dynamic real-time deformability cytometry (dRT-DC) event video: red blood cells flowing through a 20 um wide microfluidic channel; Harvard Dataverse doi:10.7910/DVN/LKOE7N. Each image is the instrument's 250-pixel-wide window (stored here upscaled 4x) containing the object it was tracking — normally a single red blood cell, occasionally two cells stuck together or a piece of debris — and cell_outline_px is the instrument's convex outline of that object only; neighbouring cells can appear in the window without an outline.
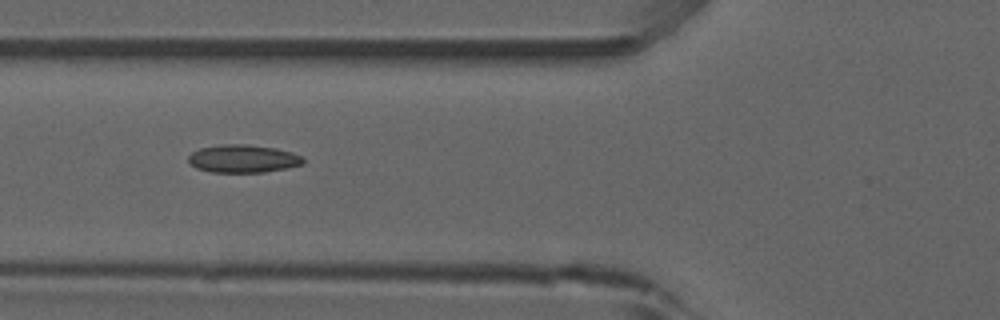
{"species": "common noctule bat (a hibernating species)", "species_latin": "Nyctalus noctula", "temperature_condition": "room temperature", "stored_images_in_passage": 6, "camera_frame_rate_fps": 3000, "um_per_image_px": 0.085, "animal": {"sex": "male", "forearm_length_mm": 52.5}, "frame": {"image": 1, "passage_image": 5, "time_ms": 6.333, "image_size_px": [1000, 320], "cell_outline_px": [[304, 164], [264, 172], [212, 172], [196, 168], [188, 160], [188, 156], [192, 152], [200, 148], [224, 144], [248, 144], [276, 148], [292, 152], [304, 156]], "centroid_in_image_um": [20.68, 13.48], "position_along_channel_um": 105.1, "area_um2": 18.67}}
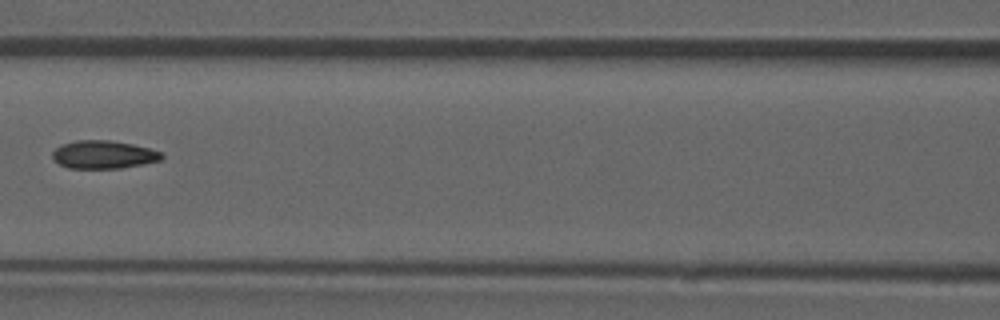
{"frame": {"image": 2, "passage_image": 6, "time_ms": 7.667, "image_size_px": [1000, 320], "cell_outline_px": [[164, 156], [160, 160], [120, 168], [68, 168], [52, 160], [52, 152], [60, 144], [76, 140], [112, 140], [132, 144], [148, 148], [160, 152]], "centroid_in_image_um": [8.74, 13.13], "position_along_channel_um": 157.9, "area_um2": 17.8}}